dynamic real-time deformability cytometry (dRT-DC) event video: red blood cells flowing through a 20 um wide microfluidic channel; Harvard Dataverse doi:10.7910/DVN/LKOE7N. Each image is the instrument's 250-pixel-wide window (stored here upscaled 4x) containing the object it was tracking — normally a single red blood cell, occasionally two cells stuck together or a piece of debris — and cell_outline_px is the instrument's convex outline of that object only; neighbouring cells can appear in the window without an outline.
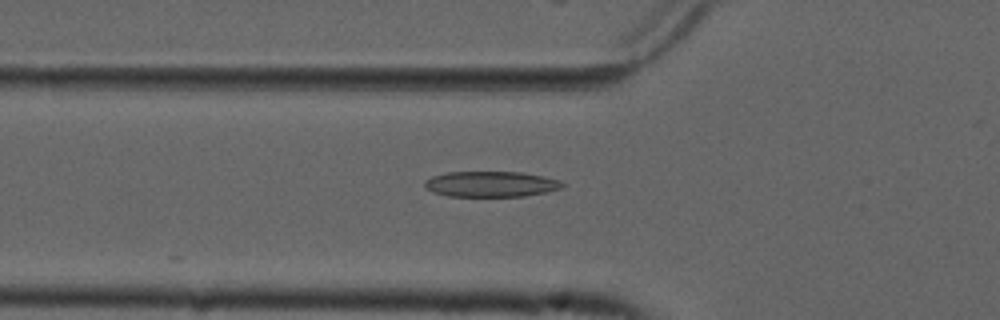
{"species": "common noctule bat (a hibernating species)", "species_latin": "Nyctalus noctula", "temperature_condition": "cold", "stored_images_in_passage": 23, "camera_frame_rate_fps": 3000, "um_per_image_px": 0.085, "animal": {"sex": "male", "forearm_length_mm": 52.5}, "frame": {"image": 1, "passage_image": 19, "time_ms": 6.0, "image_size_px": [1000, 320], "cell_outline_px": [[564, 184], [560, 188], [544, 192], [524, 196], [448, 196], [432, 192], [424, 188], [424, 180], [432, 176], [448, 172], [520, 172], [544, 176], [560, 180]], "centroid_in_image_um": [41.68, 15.64], "position_along_channel_um": 84.1, "area_um2": 20.52}}
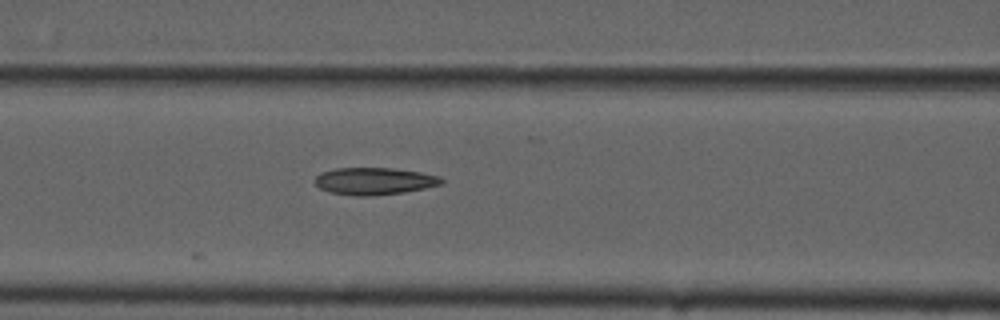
{"frame": {"image": 2, "passage_image": 23, "time_ms": 7.333, "image_size_px": [1000, 320], "cell_outline_px": [[444, 180], [440, 184], [424, 188], [404, 192], [368, 196], [352, 196], [328, 192], [320, 188], [312, 180], [320, 172], [336, 168], [392, 168], [420, 172], [440, 176]], "centroid_in_image_um": [31.76, 15.39], "position_along_channel_um": 134.8, "area_um2": 20.11}}